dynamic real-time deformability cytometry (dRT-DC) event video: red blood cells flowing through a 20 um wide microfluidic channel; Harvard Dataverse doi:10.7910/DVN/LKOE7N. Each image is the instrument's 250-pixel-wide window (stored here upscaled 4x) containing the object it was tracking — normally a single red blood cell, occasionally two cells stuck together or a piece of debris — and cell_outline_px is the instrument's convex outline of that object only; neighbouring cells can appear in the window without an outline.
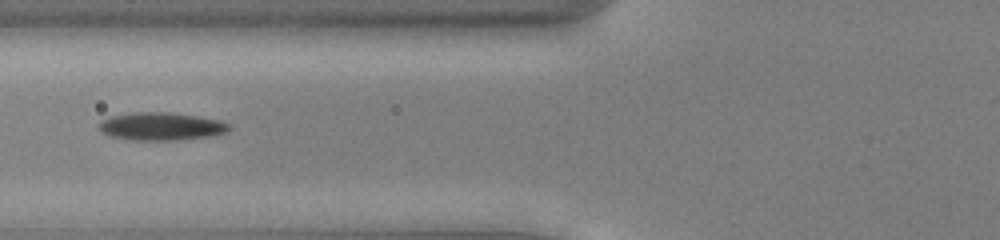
{"species": "common noctule bat (a hibernating species)", "species_latin": "Nyctalus noctula", "temperature_condition": "cold", "stored_images_in_passage": 52, "camera_frame_rate_fps": 3000, "um_per_image_px": 0.085, "animal": {"sex": "male", "body_mass_g": 13.0, "forearm_length_mm": 53.1}, "frame": {"image": 1, "passage_image": 21, "time_ms": 6.667, "image_size_px": [1000, 240], "cell_outline_px": [[232, 128], [228, 132], [212, 136], [176, 140], [132, 140], [108, 136], [100, 132], [100, 120], [112, 116], [136, 112], [168, 112], [200, 116], [220, 120], [232, 124]], "centroid_in_image_um": [13.75, 10.74], "position_along_channel_um": 112.0, "area_um2": 21.44}}
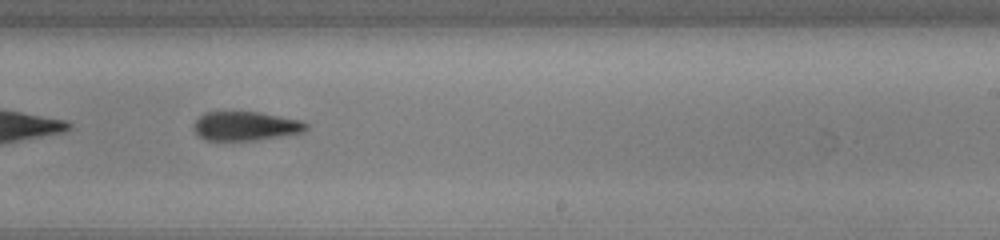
{"frame": {"image": 2, "passage_image": 33, "time_ms": 10.667, "image_size_px": [1000, 240], "cell_outline_px": [[308, 128], [304, 132], [256, 140], [204, 140], [192, 128], [196, 120], [204, 112], [260, 112], [304, 120], [308, 124]], "centroid_in_image_um": [20.91, 10.7], "position_along_channel_um": 268.1, "area_um2": 19.13}}
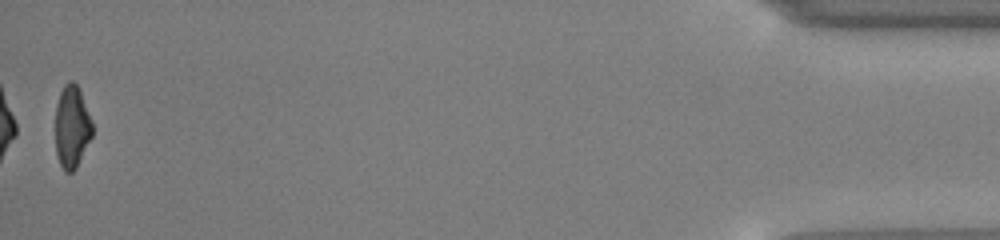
{"frame": {"image": 3, "passage_image": 52, "time_ms": 17.0, "image_size_px": [1000, 240], "cell_outline_px": [[92, 136], [76, 168], [72, 172], [64, 172], [60, 164], [56, 152], [56, 104], [60, 92], [64, 84], [68, 80], [72, 80], [80, 88], [92, 120]], "centroid_in_image_um": [6.12, 10.74], "position_along_channel_um": 429.1, "area_um2": 17.92}, "authors_computed_cell_mechanics": {"area_um2": 20.8947, "velocity_mm_per_s": 3.914, "shape_relaxation_time_tau1_ms": 3.8379, "shape_relaxation_time_tau2_ms": null, "deformation_change_tau1": 0.1149, "deformation_change_tau2": null}}